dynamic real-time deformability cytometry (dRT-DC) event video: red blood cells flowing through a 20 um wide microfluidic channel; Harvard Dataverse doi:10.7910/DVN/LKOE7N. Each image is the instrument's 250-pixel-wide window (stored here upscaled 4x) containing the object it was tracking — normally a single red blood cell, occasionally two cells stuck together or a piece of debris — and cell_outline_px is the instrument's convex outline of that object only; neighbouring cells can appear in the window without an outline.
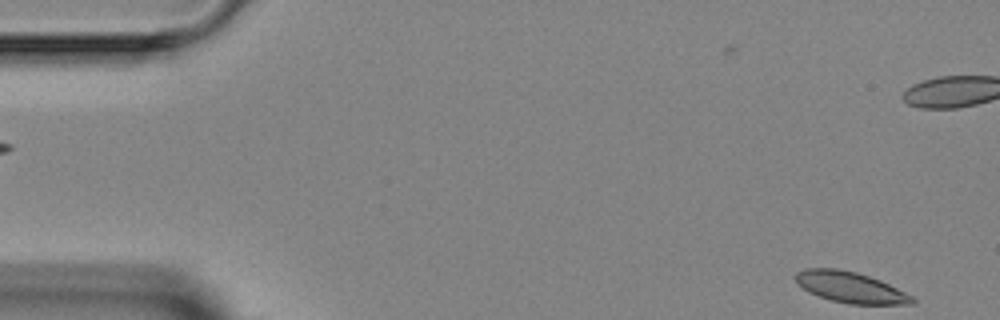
{"species": "Egyptian fruit bat (a non-hibernating species)", "species_latin": "Rousettus aegyptiacus", "temperature_condition": "room temperature", "stored_images_in_passage": 5, "segment_of_instrument_passage": [2, 2], "camera_frame_rate_fps": 3000, "um_per_image_px": 0.085, "animal": {"sex": "female"}, "frame": {"image": 1, "passage_image": 5, "time_ms": 4.667, "image_size_px": [1000, 320], "cell_outline_px": [[916, 304], [848, 304], [832, 300], [808, 292], [796, 284], [796, 272], [804, 268], [836, 268], [856, 272], [880, 280], [912, 296], [916, 300]], "centroid_in_image_um": [72.26, 24.42], "position_along_channel_um": 12.7, "area_um2": 20.92}}